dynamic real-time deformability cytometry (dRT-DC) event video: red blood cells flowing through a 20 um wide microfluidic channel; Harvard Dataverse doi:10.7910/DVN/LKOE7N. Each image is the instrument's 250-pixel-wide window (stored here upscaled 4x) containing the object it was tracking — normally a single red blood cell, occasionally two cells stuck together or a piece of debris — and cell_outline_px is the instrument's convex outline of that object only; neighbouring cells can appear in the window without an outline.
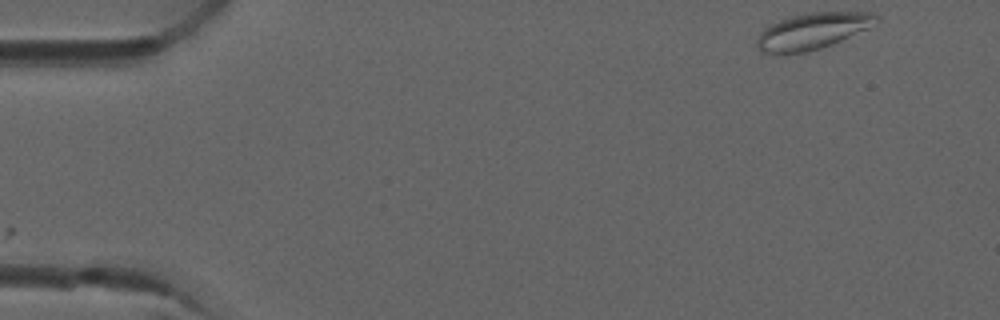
{"species": "common noctule bat (a hibernating species)", "species_latin": "Nyctalus noctula", "temperature_condition": "room temperature", "stored_images_in_passage": 4, "camera_frame_rate_fps": 3000, "um_per_image_px": 0.085, "animal": {"sex": "male", "forearm_length_mm": 52.5}, "frame": {"image": 1, "passage_image": 1, "time_ms": 0.0, "image_size_px": [1000, 320], "cell_outline_px": [[880, 20], [876, 24], [868, 28], [832, 44], [820, 48], [804, 52], [764, 52], [756, 44], [756, 40], [760, 32], [768, 24], [804, 12], [872, 12], [880, 16]], "centroid_in_image_um": [69.11, 2.6], "position_along_channel_um": 15.9, "area_um2": 25.03}}